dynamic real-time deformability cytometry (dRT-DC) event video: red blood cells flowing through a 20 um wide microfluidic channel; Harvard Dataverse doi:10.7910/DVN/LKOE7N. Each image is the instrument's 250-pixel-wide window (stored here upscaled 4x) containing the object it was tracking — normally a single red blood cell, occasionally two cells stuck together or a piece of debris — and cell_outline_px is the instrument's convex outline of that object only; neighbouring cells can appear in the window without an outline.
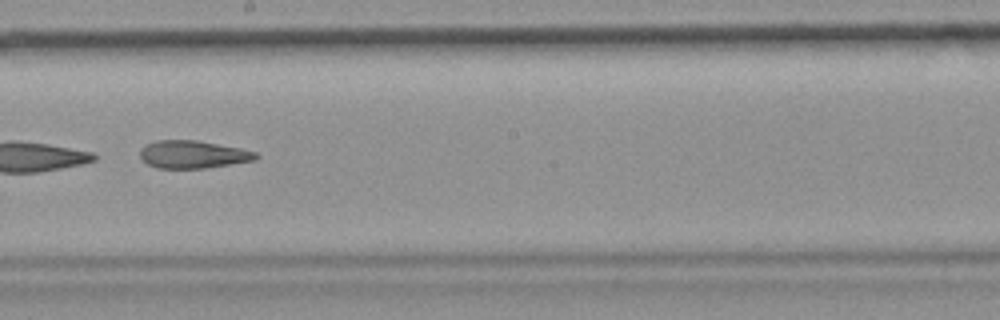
{"species": "common noctule bat (a hibernating species)", "species_latin": "Nyctalus noctula", "temperature_condition": "room temperature", "stored_images_in_passage": 19, "camera_frame_rate_fps": 3000, "um_per_image_px": 0.085, "animal": {"sex": "female", "body_mass_g": 19.9}, "frame": {"image": 1, "passage_image": 16, "time_ms": 5.0, "image_size_px": [1000, 320], "cell_outline_px": [[260, 156], [256, 160], [204, 168], [156, 168], [148, 164], [140, 156], [140, 152], [148, 144], [156, 140], [196, 140], [240, 148], [256, 152]], "centroid_in_image_um": [16.44, 13.13], "position_along_channel_um": 231.8, "area_um2": 18.5}}